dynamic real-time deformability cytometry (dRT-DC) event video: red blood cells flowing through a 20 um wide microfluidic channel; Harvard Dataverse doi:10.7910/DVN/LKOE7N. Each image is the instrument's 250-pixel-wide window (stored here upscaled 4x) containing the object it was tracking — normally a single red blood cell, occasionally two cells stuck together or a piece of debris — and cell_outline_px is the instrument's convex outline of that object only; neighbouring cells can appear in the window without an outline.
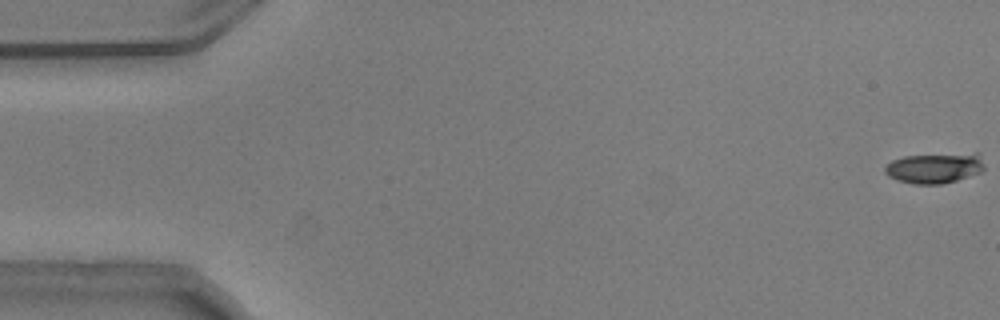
{"species": "common noctule bat (a hibernating species)", "species_latin": "Nyctalus noctula", "temperature_condition": "warm", "stored_images_in_passage": 8, "camera_frame_rate_fps": 3000, "um_per_image_px": 0.085, "animal": {"sex": "male", "body_mass_g": 20.5, "forearm_length_mm": 52.5}, "frame": {"image": 1, "passage_image": 1, "time_ms": 0.0, "image_size_px": [1000, 320], "cell_outline_px": [[984, 168], [980, 172], [956, 180], [940, 184], [916, 184], [900, 180], [888, 176], [884, 172], [884, 168], [892, 160], [904, 156], [976, 152], [980, 152], [984, 164]], "centroid_in_image_um": [79.47, 14.25], "position_along_channel_um": 5.5, "area_um2": 17.63}}